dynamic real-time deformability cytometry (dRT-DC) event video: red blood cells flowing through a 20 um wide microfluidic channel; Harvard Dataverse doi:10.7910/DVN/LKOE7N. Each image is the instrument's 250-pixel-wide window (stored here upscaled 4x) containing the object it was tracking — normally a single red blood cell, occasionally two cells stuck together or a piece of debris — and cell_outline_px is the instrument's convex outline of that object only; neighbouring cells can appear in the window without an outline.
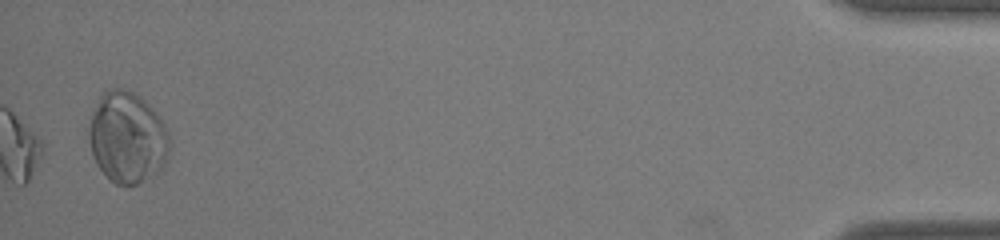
{"species": "common noctule bat (a hibernating species)", "species_latin": "Nyctalus noctula", "temperature_condition": "warm", "stored_images_in_passage": 34, "camera_frame_rate_fps": 3000, "um_per_image_px": 0.085, "animal": {"sex": "male", "body_mass_g": 19.0, "forearm_length_mm": 50.8}, "frame": {"image": 1, "passage_image": 34, "time_ms": 11.0, "image_size_px": [1000, 240], "cell_outline_px": [[168, 152], [164, 164], [152, 176], [128, 188], [116, 184], [96, 164], [92, 156], [88, 136], [88, 128], [92, 116], [100, 96], [104, 92], [112, 88], [124, 88], [140, 96], [160, 116], [168, 132]], "centroid_in_image_um": [10.81, 11.69], "position_along_channel_um": 424.4, "area_um2": 42.66}}